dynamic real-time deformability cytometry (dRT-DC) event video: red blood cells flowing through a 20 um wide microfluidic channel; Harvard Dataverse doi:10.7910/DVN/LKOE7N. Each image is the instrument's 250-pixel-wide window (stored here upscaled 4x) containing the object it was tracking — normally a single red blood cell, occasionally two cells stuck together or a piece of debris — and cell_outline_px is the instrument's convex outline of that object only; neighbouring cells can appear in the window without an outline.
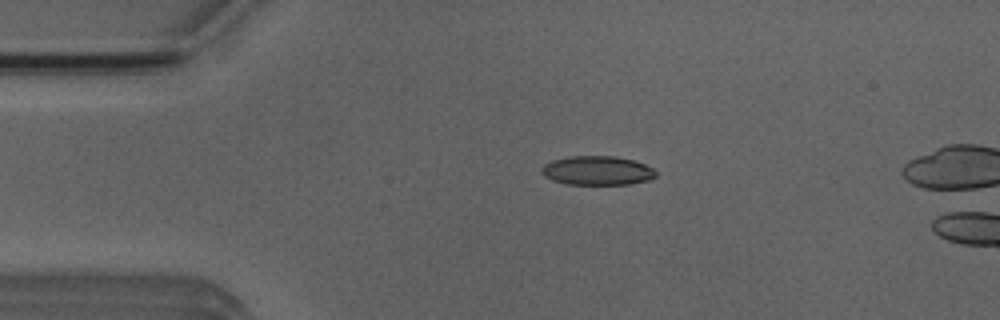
{"species": "Egyptian fruit bat (a non-hibernating species)", "species_latin": "Rousettus aegyptiacus", "temperature_condition": "room temperature", "stored_images_in_passage": 5, "camera_frame_rate_fps": 3000, "um_per_image_px": 0.085, "animal": {"sex": "male"}, "frame": {"image": 1, "passage_image": 3, "time_ms": 2.333, "image_size_px": [1000, 320], "cell_outline_px": [[656, 176], [652, 180], [628, 184], [568, 184], [552, 180], [544, 176], [540, 172], [540, 168], [544, 164], [552, 160], [568, 156], [612, 156], [632, 160], [644, 164], [652, 168], [656, 172]], "centroid_in_image_um": [50.74, 14.5], "position_along_channel_um": 34.3, "area_um2": 19.42}}